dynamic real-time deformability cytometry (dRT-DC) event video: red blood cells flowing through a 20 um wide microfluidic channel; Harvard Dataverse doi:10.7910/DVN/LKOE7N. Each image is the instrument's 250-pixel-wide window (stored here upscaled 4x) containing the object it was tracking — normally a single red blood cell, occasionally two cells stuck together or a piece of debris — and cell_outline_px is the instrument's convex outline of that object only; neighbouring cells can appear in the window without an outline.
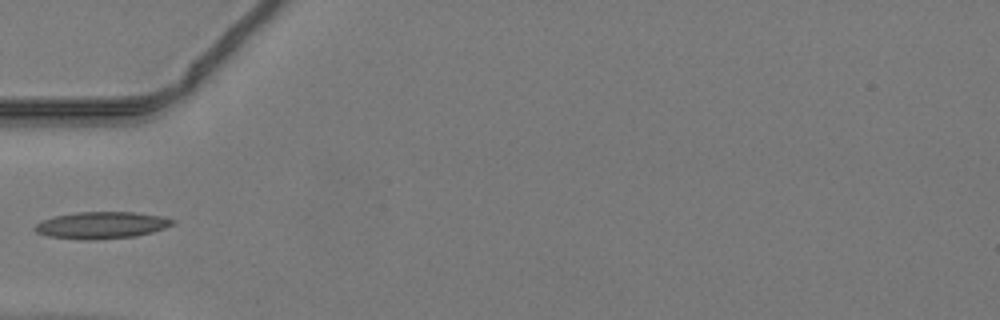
{"species": "common noctule bat (a hibernating species)", "species_latin": "Nyctalus noctula", "temperature_condition": "warm", "stored_images_in_passage": 27, "camera_frame_rate_fps": 3000, "um_per_image_px": 0.085, "animal": {"sex": "male", "body_mass_g": 19.2, "forearm_length_mm": 51.8}, "frame": {"image": 1, "passage_image": 1, "time_ms": 0.0, "image_size_px": [1000, 320], "cell_outline_px": [[176, 220], [172, 224], [164, 228], [152, 232], [136, 236], [92, 240], [80, 240], [48, 236], [36, 232], [32, 228], [40, 220], [56, 216], [76, 212], [136, 212], [160, 216]], "centroid_in_image_um": [8.59, 19.14], "position_along_channel_um": 76.4, "area_um2": 21.62}}
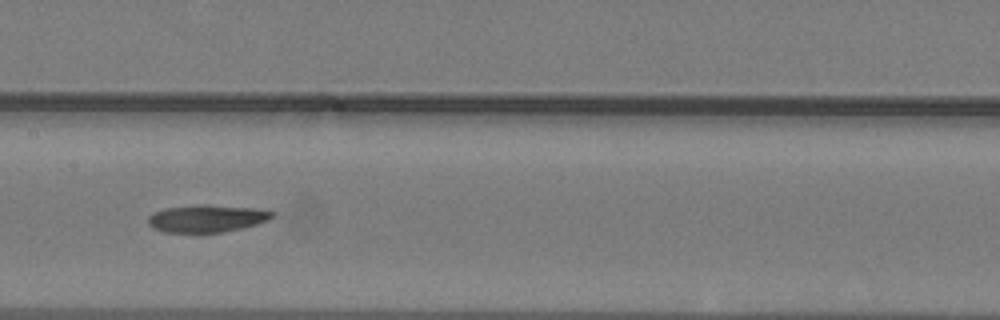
{"frame": {"image": 2, "passage_image": 9, "time_ms": 2.667, "image_size_px": [1000, 320], "cell_outline_px": [[276, 212], [268, 220], [256, 224], [240, 228], [220, 232], [164, 232], [152, 228], [148, 224], [148, 216], [152, 212], [164, 208], [196, 204], [208, 204], [256, 208]], "centroid_in_image_um": [17.53, 18.55], "position_along_channel_um": 189.9, "area_um2": 19.94}}
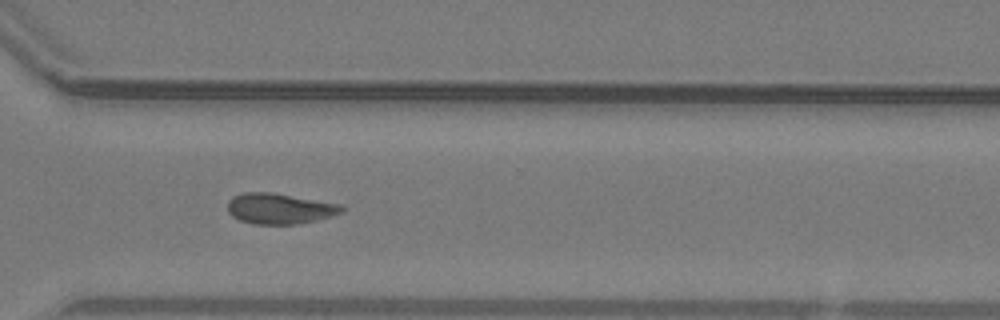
{"frame": {"image": 3, "passage_image": 20, "time_ms": 6.333, "image_size_px": [1000, 320], "cell_outline_px": [[344, 212], [332, 216], [300, 224], [252, 224], [240, 220], [232, 216], [228, 212], [228, 200], [232, 196], [244, 192], [272, 192], [344, 204]], "centroid_in_image_um": [23.8, 17.72], "position_along_channel_um": 346.8, "area_um2": 20.75}}